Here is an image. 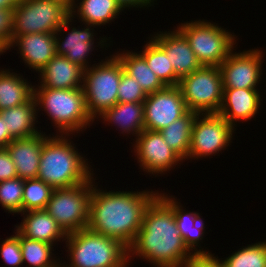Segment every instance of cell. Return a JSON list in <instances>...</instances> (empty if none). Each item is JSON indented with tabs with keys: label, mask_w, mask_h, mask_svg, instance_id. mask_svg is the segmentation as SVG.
Here are the masks:
<instances>
[{
	"label": "cell",
	"mask_w": 266,
	"mask_h": 267,
	"mask_svg": "<svg viewBox=\"0 0 266 267\" xmlns=\"http://www.w3.org/2000/svg\"><path fill=\"white\" fill-rule=\"evenodd\" d=\"M134 254L155 267H188L194 260L177 229L173 209L159 195L144 212L141 228L128 248V260Z\"/></svg>",
	"instance_id": "1"
},
{
	"label": "cell",
	"mask_w": 266,
	"mask_h": 267,
	"mask_svg": "<svg viewBox=\"0 0 266 267\" xmlns=\"http://www.w3.org/2000/svg\"><path fill=\"white\" fill-rule=\"evenodd\" d=\"M158 191H102L94 185L89 201L88 228L117 239L129 248L134 242L149 203Z\"/></svg>",
	"instance_id": "2"
},
{
	"label": "cell",
	"mask_w": 266,
	"mask_h": 267,
	"mask_svg": "<svg viewBox=\"0 0 266 267\" xmlns=\"http://www.w3.org/2000/svg\"><path fill=\"white\" fill-rule=\"evenodd\" d=\"M66 136L53 135L43 142L37 178L53 189L69 188L87 182L93 174ZM87 161V162H86Z\"/></svg>",
	"instance_id": "3"
},
{
	"label": "cell",
	"mask_w": 266,
	"mask_h": 267,
	"mask_svg": "<svg viewBox=\"0 0 266 267\" xmlns=\"http://www.w3.org/2000/svg\"><path fill=\"white\" fill-rule=\"evenodd\" d=\"M66 247L70 265L60 267H128V248L117 239L89 228L67 234ZM64 264V265H63Z\"/></svg>",
	"instance_id": "4"
},
{
	"label": "cell",
	"mask_w": 266,
	"mask_h": 267,
	"mask_svg": "<svg viewBox=\"0 0 266 267\" xmlns=\"http://www.w3.org/2000/svg\"><path fill=\"white\" fill-rule=\"evenodd\" d=\"M34 98L36 105L43 108L61 135L68 137L73 132L79 133L94 122L87 111L82 88H34Z\"/></svg>",
	"instance_id": "5"
},
{
	"label": "cell",
	"mask_w": 266,
	"mask_h": 267,
	"mask_svg": "<svg viewBox=\"0 0 266 267\" xmlns=\"http://www.w3.org/2000/svg\"><path fill=\"white\" fill-rule=\"evenodd\" d=\"M122 71L123 66L115 55L84 70L82 89L93 120L118 102Z\"/></svg>",
	"instance_id": "6"
},
{
	"label": "cell",
	"mask_w": 266,
	"mask_h": 267,
	"mask_svg": "<svg viewBox=\"0 0 266 267\" xmlns=\"http://www.w3.org/2000/svg\"><path fill=\"white\" fill-rule=\"evenodd\" d=\"M177 27L202 66H220L230 52L235 50V36L214 23L198 20Z\"/></svg>",
	"instance_id": "7"
},
{
	"label": "cell",
	"mask_w": 266,
	"mask_h": 267,
	"mask_svg": "<svg viewBox=\"0 0 266 267\" xmlns=\"http://www.w3.org/2000/svg\"><path fill=\"white\" fill-rule=\"evenodd\" d=\"M93 177L79 185L54 189L46 211L66 234L88 228L89 201L93 191Z\"/></svg>",
	"instance_id": "8"
},
{
	"label": "cell",
	"mask_w": 266,
	"mask_h": 267,
	"mask_svg": "<svg viewBox=\"0 0 266 267\" xmlns=\"http://www.w3.org/2000/svg\"><path fill=\"white\" fill-rule=\"evenodd\" d=\"M70 16L71 12L58 2L19 0L13 9L11 36L32 33L55 34Z\"/></svg>",
	"instance_id": "9"
},
{
	"label": "cell",
	"mask_w": 266,
	"mask_h": 267,
	"mask_svg": "<svg viewBox=\"0 0 266 267\" xmlns=\"http://www.w3.org/2000/svg\"><path fill=\"white\" fill-rule=\"evenodd\" d=\"M189 111L218 113L223 99L219 66H201L180 79L179 85Z\"/></svg>",
	"instance_id": "10"
},
{
	"label": "cell",
	"mask_w": 266,
	"mask_h": 267,
	"mask_svg": "<svg viewBox=\"0 0 266 267\" xmlns=\"http://www.w3.org/2000/svg\"><path fill=\"white\" fill-rule=\"evenodd\" d=\"M234 129L235 127L218 113H197L191 133L188 159L206 157L226 149L232 140Z\"/></svg>",
	"instance_id": "11"
},
{
	"label": "cell",
	"mask_w": 266,
	"mask_h": 267,
	"mask_svg": "<svg viewBox=\"0 0 266 267\" xmlns=\"http://www.w3.org/2000/svg\"><path fill=\"white\" fill-rule=\"evenodd\" d=\"M188 111L180 87L166 86L148 94L144 101L145 130L160 131Z\"/></svg>",
	"instance_id": "12"
},
{
	"label": "cell",
	"mask_w": 266,
	"mask_h": 267,
	"mask_svg": "<svg viewBox=\"0 0 266 267\" xmlns=\"http://www.w3.org/2000/svg\"><path fill=\"white\" fill-rule=\"evenodd\" d=\"M233 52L219 66L223 88L257 89L262 74V51Z\"/></svg>",
	"instance_id": "13"
},
{
	"label": "cell",
	"mask_w": 266,
	"mask_h": 267,
	"mask_svg": "<svg viewBox=\"0 0 266 267\" xmlns=\"http://www.w3.org/2000/svg\"><path fill=\"white\" fill-rule=\"evenodd\" d=\"M134 144L135 155L141 169L150 174H164L175 165L183 162L182 158L164 141L159 131L143 130Z\"/></svg>",
	"instance_id": "14"
},
{
	"label": "cell",
	"mask_w": 266,
	"mask_h": 267,
	"mask_svg": "<svg viewBox=\"0 0 266 267\" xmlns=\"http://www.w3.org/2000/svg\"><path fill=\"white\" fill-rule=\"evenodd\" d=\"M73 17L70 16L55 33V47L56 55L64 56L72 63L79 65L81 68L88 69V55L94 49V33L91 30L92 25H88L85 28L76 29L72 28L65 39L61 40L59 33L67 30ZM58 35V36H57ZM91 51V52H90Z\"/></svg>",
	"instance_id": "15"
},
{
	"label": "cell",
	"mask_w": 266,
	"mask_h": 267,
	"mask_svg": "<svg viewBox=\"0 0 266 267\" xmlns=\"http://www.w3.org/2000/svg\"><path fill=\"white\" fill-rule=\"evenodd\" d=\"M152 39L169 56V61L174 68L175 75L179 79L191 74L202 66L187 39L177 29L168 31V33H157Z\"/></svg>",
	"instance_id": "16"
},
{
	"label": "cell",
	"mask_w": 266,
	"mask_h": 267,
	"mask_svg": "<svg viewBox=\"0 0 266 267\" xmlns=\"http://www.w3.org/2000/svg\"><path fill=\"white\" fill-rule=\"evenodd\" d=\"M18 46L20 56L29 69L40 71L56 55L55 34L32 33L11 36L8 48Z\"/></svg>",
	"instance_id": "17"
},
{
	"label": "cell",
	"mask_w": 266,
	"mask_h": 267,
	"mask_svg": "<svg viewBox=\"0 0 266 267\" xmlns=\"http://www.w3.org/2000/svg\"><path fill=\"white\" fill-rule=\"evenodd\" d=\"M44 135L41 132L31 137L15 138L7 145L19 178H37L43 142L48 137Z\"/></svg>",
	"instance_id": "18"
},
{
	"label": "cell",
	"mask_w": 266,
	"mask_h": 267,
	"mask_svg": "<svg viewBox=\"0 0 266 267\" xmlns=\"http://www.w3.org/2000/svg\"><path fill=\"white\" fill-rule=\"evenodd\" d=\"M258 89L223 88V99L218 111L232 127L235 121L249 120L260 109L261 95Z\"/></svg>",
	"instance_id": "19"
},
{
	"label": "cell",
	"mask_w": 266,
	"mask_h": 267,
	"mask_svg": "<svg viewBox=\"0 0 266 267\" xmlns=\"http://www.w3.org/2000/svg\"><path fill=\"white\" fill-rule=\"evenodd\" d=\"M40 72L37 88L75 89L82 88L84 69L66 57L55 55Z\"/></svg>",
	"instance_id": "20"
},
{
	"label": "cell",
	"mask_w": 266,
	"mask_h": 267,
	"mask_svg": "<svg viewBox=\"0 0 266 267\" xmlns=\"http://www.w3.org/2000/svg\"><path fill=\"white\" fill-rule=\"evenodd\" d=\"M23 215L22 222L16 226L22 236L51 245L56 240H66L67 234L45 209L26 211Z\"/></svg>",
	"instance_id": "21"
},
{
	"label": "cell",
	"mask_w": 266,
	"mask_h": 267,
	"mask_svg": "<svg viewBox=\"0 0 266 267\" xmlns=\"http://www.w3.org/2000/svg\"><path fill=\"white\" fill-rule=\"evenodd\" d=\"M172 209L174 212V219L177 225V229L183 239L185 246L189 251H195L193 254L195 256L200 255H214L210 254L208 251H201V249H197L200 240L203 239L204 236V222L202 218H200V214L197 212H187L182 209V205L175 200L172 196L168 197V194L165 193L158 194ZM179 204V205H178ZM185 211V212H184Z\"/></svg>",
	"instance_id": "22"
},
{
	"label": "cell",
	"mask_w": 266,
	"mask_h": 267,
	"mask_svg": "<svg viewBox=\"0 0 266 267\" xmlns=\"http://www.w3.org/2000/svg\"><path fill=\"white\" fill-rule=\"evenodd\" d=\"M37 107L33 96L28 102L22 105L0 111V116L6 128H8L9 134L14 139L31 137L41 133L35 129V123L38 122L35 121L37 119L36 113L39 110Z\"/></svg>",
	"instance_id": "23"
},
{
	"label": "cell",
	"mask_w": 266,
	"mask_h": 267,
	"mask_svg": "<svg viewBox=\"0 0 266 267\" xmlns=\"http://www.w3.org/2000/svg\"><path fill=\"white\" fill-rule=\"evenodd\" d=\"M100 117L121 129V133L133 134L136 138L145 129L144 103L117 102L112 108L104 111Z\"/></svg>",
	"instance_id": "24"
},
{
	"label": "cell",
	"mask_w": 266,
	"mask_h": 267,
	"mask_svg": "<svg viewBox=\"0 0 266 267\" xmlns=\"http://www.w3.org/2000/svg\"><path fill=\"white\" fill-rule=\"evenodd\" d=\"M34 87L21 75L0 70V111L28 102L34 96Z\"/></svg>",
	"instance_id": "25"
},
{
	"label": "cell",
	"mask_w": 266,
	"mask_h": 267,
	"mask_svg": "<svg viewBox=\"0 0 266 267\" xmlns=\"http://www.w3.org/2000/svg\"><path fill=\"white\" fill-rule=\"evenodd\" d=\"M115 56L120 60L124 72L136 79L147 95L166 87L139 53L123 52Z\"/></svg>",
	"instance_id": "26"
},
{
	"label": "cell",
	"mask_w": 266,
	"mask_h": 267,
	"mask_svg": "<svg viewBox=\"0 0 266 267\" xmlns=\"http://www.w3.org/2000/svg\"><path fill=\"white\" fill-rule=\"evenodd\" d=\"M75 5L74 10L71 12V16L75 18L77 8V14L79 19L86 25L102 26L106 23L113 21L123 8L119 5L117 0H81Z\"/></svg>",
	"instance_id": "27"
},
{
	"label": "cell",
	"mask_w": 266,
	"mask_h": 267,
	"mask_svg": "<svg viewBox=\"0 0 266 267\" xmlns=\"http://www.w3.org/2000/svg\"><path fill=\"white\" fill-rule=\"evenodd\" d=\"M196 115L197 112L188 111L183 117L159 131L168 146L171 147L183 160H188L191 133Z\"/></svg>",
	"instance_id": "28"
},
{
	"label": "cell",
	"mask_w": 266,
	"mask_h": 267,
	"mask_svg": "<svg viewBox=\"0 0 266 267\" xmlns=\"http://www.w3.org/2000/svg\"><path fill=\"white\" fill-rule=\"evenodd\" d=\"M139 54L165 86L179 85L180 79L175 75L169 56L152 38Z\"/></svg>",
	"instance_id": "29"
},
{
	"label": "cell",
	"mask_w": 266,
	"mask_h": 267,
	"mask_svg": "<svg viewBox=\"0 0 266 267\" xmlns=\"http://www.w3.org/2000/svg\"><path fill=\"white\" fill-rule=\"evenodd\" d=\"M19 240L21 244L23 263H28L30 267H60L61 263H57L52 257L51 244L32 240L22 236L19 233Z\"/></svg>",
	"instance_id": "30"
},
{
	"label": "cell",
	"mask_w": 266,
	"mask_h": 267,
	"mask_svg": "<svg viewBox=\"0 0 266 267\" xmlns=\"http://www.w3.org/2000/svg\"><path fill=\"white\" fill-rule=\"evenodd\" d=\"M53 190L50 185L38 178L25 179L22 196V213L30 210L46 209Z\"/></svg>",
	"instance_id": "31"
},
{
	"label": "cell",
	"mask_w": 266,
	"mask_h": 267,
	"mask_svg": "<svg viewBox=\"0 0 266 267\" xmlns=\"http://www.w3.org/2000/svg\"><path fill=\"white\" fill-rule=\"evenodd\" d=\"M227 267H266V242L240 248L223 260Z\"/></svg>",
	"instance_id": "32"
},
{
	"label": "cell",
	"mask_w": 266,
	"mask_h": 267,
	"mask_svg": "<svg viewBox=\"0 0 266 267\" xmlns=\"http://www.w3.org/2000/svg\"><path fill=\"white\" fill-rule=\"evenodd\" d=\"M24 179L19 177L0 181V204L8 213L22 214Z\"/></svg>",
	"instance_id": "33"
},
{
	"label": "cell",
	"mask_w": 266,
	"mask_h": 267,
	"mask_svg": "<svg viewBox=\"0 0 266 267\" xmlns=\"http://www.w3.org/2000/svg\"><path fill=\"white\" fill-rule=\"evenodd\" d=\"M147 94L141 88L138 81L122 71L121 81L118 88V102L121 103H144Z\"/></svg>",
	"instance_id": "34"
},
{
	"label": "cell",
	"mask_w": 266,
	"mask_h": 267,
	"mask_svg": "<svg viewBox=\"0 0 266 267\" xmlns=\"http://www.w3.org/2000/svg\"><path fill=\"white\" fill-rule=\"evenodd\" d=\"M0 254L9 267H19L23 264L19 232L16 230L15 236L7 237L0 246Z\"/></svg>",
	"instance_id": "35"
},
{
	"label": "cell",
	"mask_w": 266,
	"mask_h": 267,
	"mask_svg": "<svg viewBox=\"0 0 266 267\" xmlns=\"http://www.w3.org/2000/svg\"><path fill=\"white\" fill-rule=\"evenodd\" d=\"M13 9L0 8V46L7 51L11 44Z\"/></svg>",
	"instance_id": "36"
},
{
	"label": "cell",
	"mask_w": 266,
	"mask_h": 267,
	"mask_svg": "<svg viewBox=\"0 0 266 267\" xmlns=\"http://www.w3.org/2000/svg\"><path fill=\"white\" fill-rule=\"evenodd\" d=\"M17 170L7 148H0V181L16 178Z\"/></svg>",
	"instance_id": "37"
},
{
	"label": "cell",
	"mask_w": 266,
	"mask_h": 267,
	"mask_svg": "<svg viewBox=\"0 0 266 267\" xmlns=\"http://www.w3.org/2000/svg\"><path fill=\"white\" fill-rule=\"evenodd\" d=\"M188 267H227L223 261L213 255L195 256L194 260Z\"/></svg>",
	"instance_id": "38"
},
{
	"label": "cell",
	"mask_w": 266,
	"mask_h": 267,
	"mask_svg": "<svg viewBox=\"0 0 266 267\" xmlns=\"http://www.w3.org/2000/svg\"><path fill=\"white\" fill-rule=\"evenodd\" d=\"M117 2L119 3V5L123 8V10L125 8H130V7H151L152 4L154 2V0H117Z\"/></svg>",
	"instance_id": "39"
},
{
	"label": "cell",
	"mask_w": 266,
	"mask_h": 267,
	"mask_svg": "<svg viewBox=\"0 0 266 267\" xmlns=\"http://www.w3.org/2000/svg\"><path fill=\"white\" fill-rule=\"evenodd\" d=\"M14 138L9 134L8 128L0 116V148H6Z\"/></svg>",
	"instance_id": "40"
},
{
	"label": "cell",
	"mask_w": 266,
	"mask_h": 267,
	"mask_svg": "<svg viewBox=\"0 0 266 267\" xmlns=\"http://www.w3.org/2000/svg\"><path fill=\"white\" fill-rule=\"evenodd\" d=\"M19 0H0L1 9H14Z\"/></svg>",
	"instance_id": "41"
},
{
	"label": "cell",
	"mask_w": 266,
	"mask_h": 267,
	"mask_svg": "<svg viewBox=\"0 0 266 267\" xmlns=\"http://www.w3.org/2000/svg\"><path fill=\"white\" fill-rule=\"evenodd\" d=\"M50 1L60 3L61 5L66 7L70 12H72L74 10V6L76 4L75 0H50Z\"/></svg>",
	"instance_id": "42"
},
{
	"label": "cell",
	"mask_w": 266,
	"mask_h": 267,
	"mask_svg": "<svg viewBox=\"0 0 266 267\" xmlns=\"http://www.w3.org/2000/svg\"><path fill=\"white\" fill-rule=\"evenodd\" d=\"M6 52L1 46H0V55Z\"/></svg>",
	"instance_id": "43"
}]
</instances>
